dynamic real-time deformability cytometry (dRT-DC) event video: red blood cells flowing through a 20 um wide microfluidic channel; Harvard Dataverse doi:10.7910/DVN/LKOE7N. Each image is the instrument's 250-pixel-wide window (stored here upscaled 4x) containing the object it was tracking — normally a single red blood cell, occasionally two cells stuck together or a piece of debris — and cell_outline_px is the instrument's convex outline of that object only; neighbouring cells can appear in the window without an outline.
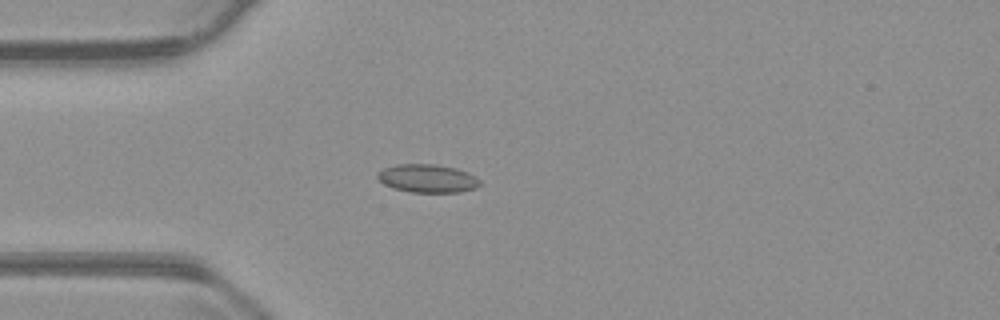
{"species": "common noctule bat (a hibernating species)", "species_latin": "Nyctalus noctula", "temperature_condition": "warm", "stored_images_in_passage": 55, "camera_frame_rate_fps": 3000, "um_per_image_px": 0.085, "animal": {"sex": "male", "body_mass_g": 23.1, "forearm_length_mm": 52.7}, "frame": {"image": 1, "passage_image": 15, "time_ms": 4.667, "image_size_px": [1000, 320], "cell_outline_px": [[480, 184], [476, 188], [460, 192], [412, 192], [392, 188], [384, 184], [376, 176], [376, 172], [384, 168], [396, 164], [436, 164], [456, 168], [468, 172], [476, 176], [480, 180]], "centroid_in_image_um": [36.34, 15.16], "position_along_channel_um": 48.7, "area_um2": 16.99}}
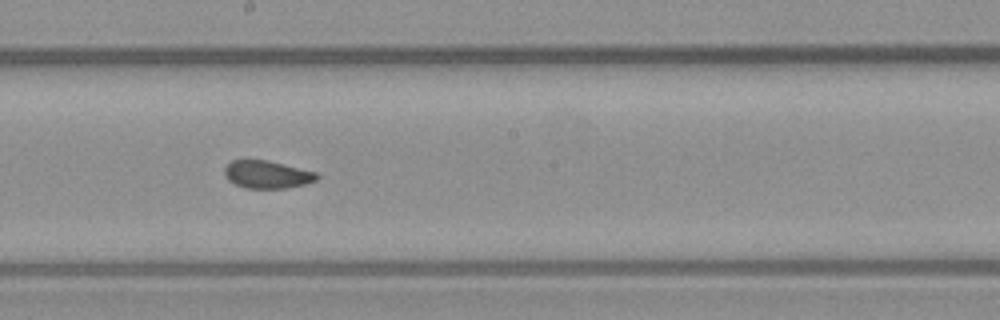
{"frame": {"image": 2, "passage_image": 30, "time_ms": 9.667, "image_size_px": [1000, 320], "cell_outline_px": [[320, 176], [316, 180], [304, 184], [288, 188], [248, 188], [236, 184], [228, 180], [224, 176], [224, 168], [232, 160], [268, 160], [316, 172]], "centroid_in_image_um": [22.7, 14.83], "position_along_channel_um": 225.5, "area_um2": 14.85}}
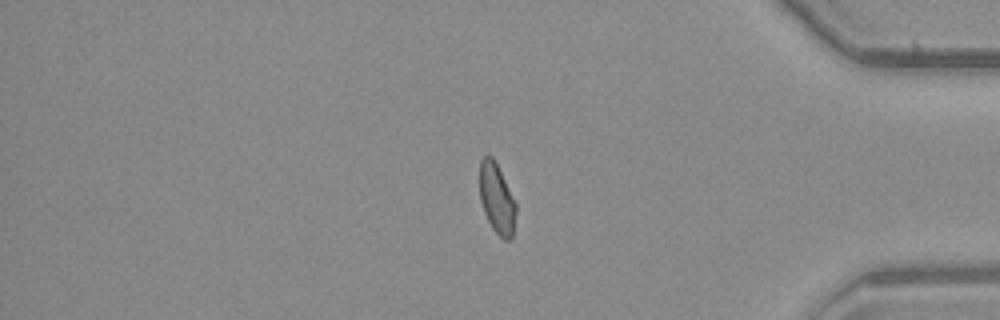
{"frame": {"image": 3, "passage_image": 46, "time_ms": 15.0, "image_size_px": [1000, 320], "cell_outline_px": [[516, 212], [512, 236], [508, 240], [504, 240], [492, 228], [484, 212], [480, 200], [480, 160], [484, 156], [492, 156], [516, 204]], "centroid_in_image_um": [42.21, 16.9], "position_along_channel_um": 393.0, "area_um2": 14.45}}